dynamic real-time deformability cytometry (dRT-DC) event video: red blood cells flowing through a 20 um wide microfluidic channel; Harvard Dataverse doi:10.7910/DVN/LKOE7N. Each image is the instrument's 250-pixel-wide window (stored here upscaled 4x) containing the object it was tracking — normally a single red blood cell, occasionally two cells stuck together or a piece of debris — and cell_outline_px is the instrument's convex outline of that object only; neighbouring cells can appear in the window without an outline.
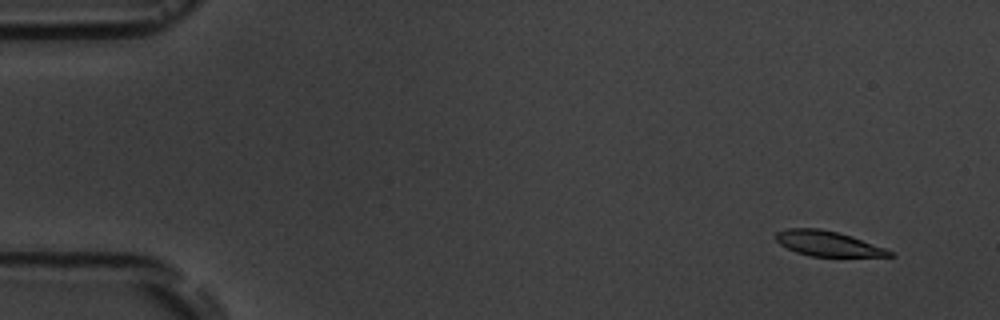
{"species": "common noctule bat (a hibernating species)", "species_latin": "Nyctalus noctula", "temperature_condition": "room temperature", "stored_images_in_passage": 5, "camera_frame_rate_fps": 3000, "um_per_image_px": 0.085, "animal": {"sex": "male", "body_mass_g": 19.5, "forearm_length_mm": 54.6}, "frame": {"image": 1, "passage_image": 2, "time_ms": 1.333, "image_size_px": [1000, 320], "cell_outline_px": [[896, 256], [812, 256], [796, 252], [780, 244], [772, 236], [776, 232], [788, 228], [820, 228], [852, 236], [884, 248], [892, 252]], "centroid_in_image_um": [70.31, 20.69], "position_along_channel_um": 14.7, "area_um2": 16.47}}